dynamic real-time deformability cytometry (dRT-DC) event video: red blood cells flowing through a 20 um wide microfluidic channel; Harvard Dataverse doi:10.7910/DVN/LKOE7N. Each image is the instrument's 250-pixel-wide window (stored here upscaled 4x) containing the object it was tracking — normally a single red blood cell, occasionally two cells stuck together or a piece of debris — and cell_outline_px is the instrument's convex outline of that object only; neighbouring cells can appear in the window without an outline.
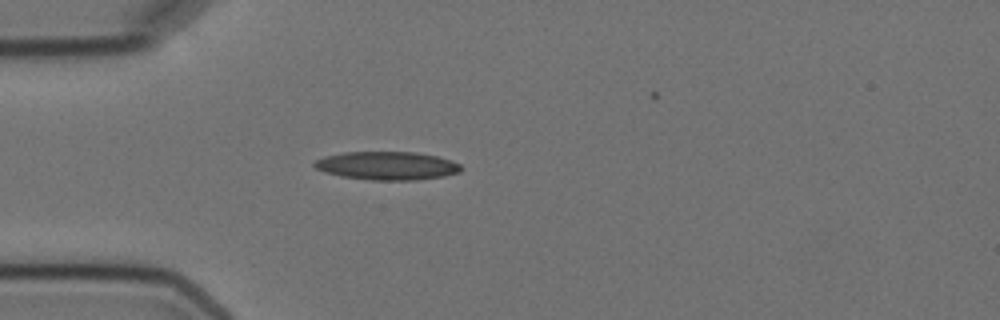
{"species": "Egyptian fruit bat (a non-hibernating species)", "species_latin": "Rousettus aegyptiacus", "temperature_condition": "cold", "stored_images_in_passage": 4, "camera_frame_rate_fps": 3000, "um_per_image_px": 0.085, "animal": {"sex": "female"}, "frame": {"image": 1, "passage_image": 4, "time_ms": 3.333, "image_size_px": [1000, 320], "cell_outline_px": [[464, 168], [460, 172], [444, 176], [416, 180], [372, 180], [340, 176], [324, 172], [316, 168], [312, 164], [316, 160], [324, 156], [344, 152], [416, 152], [436, 156], [460, 164]], "centroid_in_image_um": [32.89, 14.09], "position_along_channel_um": 52.1, "area_um2": 24.22}}